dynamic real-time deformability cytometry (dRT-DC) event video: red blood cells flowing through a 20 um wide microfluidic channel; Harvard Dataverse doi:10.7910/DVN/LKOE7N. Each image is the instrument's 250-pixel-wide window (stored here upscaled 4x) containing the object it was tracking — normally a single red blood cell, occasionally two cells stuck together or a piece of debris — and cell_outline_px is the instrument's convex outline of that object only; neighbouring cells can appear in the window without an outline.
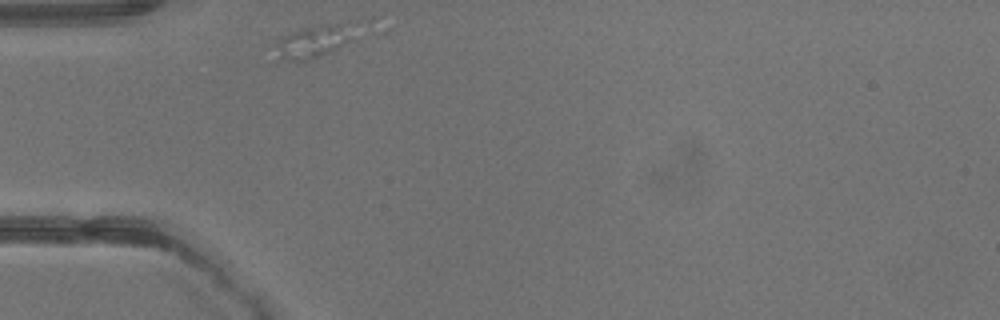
{"species": "common noctule bat (a hibernating species)", "species_latin": "Nyctalus noctula", "temperature_condition": "warm", "stored_images_in_passage": 5, "camera_frame_rate_fps": 3000, "um_per_image_px": 0.085, "animal": {"sex": "male", "body_mass_g": 13.3}, "frame": {"image": 1, "passage_image": 1, "time_ms": 0.0, "image_size_px": [1000, 320], "cell_outline_px": [[348, 40], [344, 44], [320, 56], [308, 60], [280, 60], [276, 44], [284, 36], [292, 32], [304, 28], [320, 24], [344, 24]], "centroid_in_image_um": [26.49, 3.56], "position_along_channel_um": 58.5, "area_um2": 13.58}}